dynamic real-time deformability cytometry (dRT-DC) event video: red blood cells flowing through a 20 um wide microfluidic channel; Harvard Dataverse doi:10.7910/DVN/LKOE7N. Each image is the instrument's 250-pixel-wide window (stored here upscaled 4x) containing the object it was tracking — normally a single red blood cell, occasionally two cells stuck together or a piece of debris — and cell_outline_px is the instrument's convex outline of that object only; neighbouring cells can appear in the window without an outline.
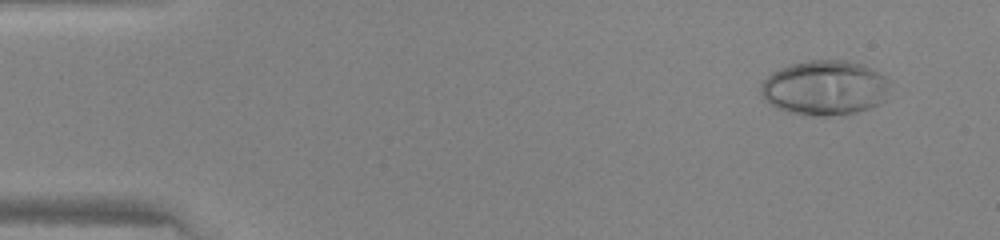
{"species": "human", "species_latin": "Homo sapiens", "temperature_condition": "warm", "stored_images_in_passage": 45, "camera_frame_rate_fps": 3000, "um_per_image_px": 0.085, "donor": {"sex": "female"}, "frame": {"image": 1, "passage_image": 2, "time_ms": 0.333, "image_size_px": [1000, 240], "cell_outline_px": [[888, 88], [884, 100], [880, 104], [856, 112], [840, 116], [808, 116], [788, 112], [776, 108], [760, 92], [760, 84], [772, 72], [780, 68], [792, 64], [808, 60], [848, 60], [872, 68], [880, 72], [888, 80]], "centroid_in_image_um": [70.11, 7.47], "position_along_channel_um": 14.9, "area_um2": 41.38}}
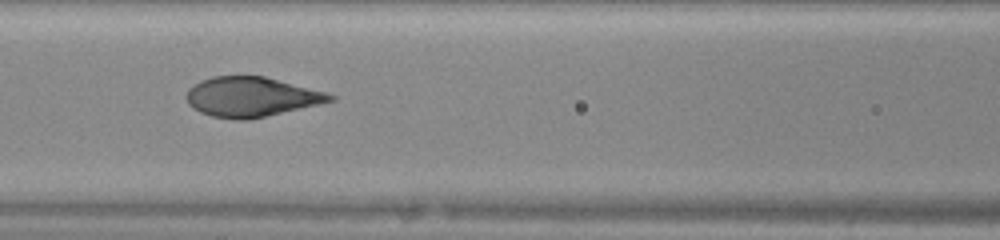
{"frame": {"image": 2, "passage_image": 19, "time_ms": 6.0, "image_size_px": [1000, 240], "cell_outline_px": [[336, 100], [320, 104], [264, 116], [244, 120], [240, 120], [212, 116], [200, 112], [192, 108], [188, 104], [188, 88], [192, 84], [200, 80], [212, 76], [264, 76], [324, 92], [336, 96]], "centroid_in_image_um": [21.33, 8.23], "position_along_channel_um": 145.3, "area_um2": 32.89}}
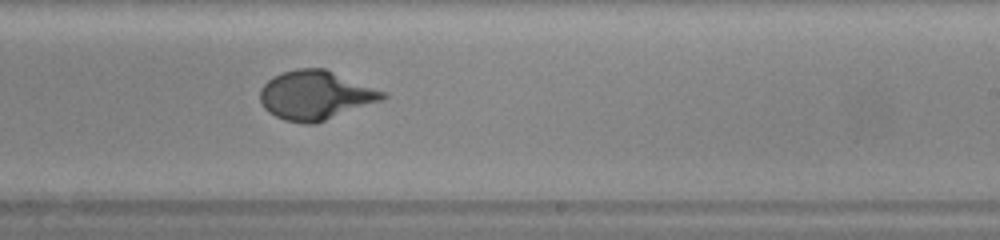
{"frame": {"image": 3, "passage_image": 27, "time_ms": 8.667, "image_size_px": [1000, 240], "cell_outline_px": [[388, 96], [384, 100], [316, 124], [304, 124], [284, 120], [268, 112], [264, 108], [260, 100], [260, 88], [272, 76], [296, 68], [324, 68], [388, 92]], "centroid_in_image_um": [26.85, 8.1], "position_along_channel_um": 262.1, "area_um2": 35.49}}